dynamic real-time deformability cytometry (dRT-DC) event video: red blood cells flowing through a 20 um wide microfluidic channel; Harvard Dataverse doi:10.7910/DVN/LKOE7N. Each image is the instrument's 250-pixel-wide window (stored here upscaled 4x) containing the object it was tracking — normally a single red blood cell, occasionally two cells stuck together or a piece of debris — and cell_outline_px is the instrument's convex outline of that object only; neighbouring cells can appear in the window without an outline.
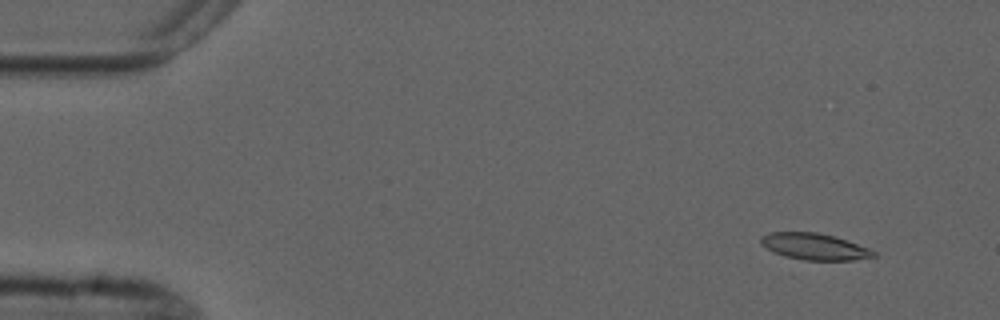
{"species": "common noctule bat (a hibernating species)", "species_latin": "Nyctalus noctula", "temperature_condition": "cold", "stored_images_in_passage": 6, "camera_frame_rate_fps": 3000, "um_per_image_px": 0.085, "animal": {"sex": "male", "forearm_length_mm": 52.5}, "frame": {"image": 1, "passage_image": 2, "time_ms": 1.333, "image_size_px": [1000, 320], "cell_outline_px": [[876, 256], [852, 260], [804, 260], [784, 256], [772, 252], [760, 244], [760, 236], [768, 232], [816, 232], [832, 236], [868, 248], [876, 252]], "centroid_in_image_um": [69.15, 20.96], "position_along_channel_um": 15.9, "area_um2": 17.28}}
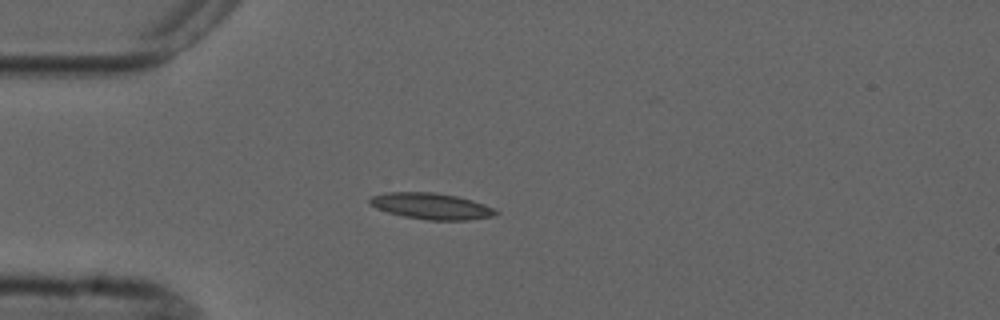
{"frame": {"image": 2, "passage_image": 5, "time_ms": 4.667, "image_size_px": [1000, 320], "cell_outline_px": [[500, 212], [492, 216], [468, 220], [428, 220], [404, 216], [388, 212], [376, 208], [368, 204], [368, 200], [372, 196], [388, 192], [432, 192], [456, 196], [472, 200], [484, 204]], "centroid_in_image_um": [36.63, 17.52], "position_along_channel_um": 48.4, "area_um2": 19.13}}